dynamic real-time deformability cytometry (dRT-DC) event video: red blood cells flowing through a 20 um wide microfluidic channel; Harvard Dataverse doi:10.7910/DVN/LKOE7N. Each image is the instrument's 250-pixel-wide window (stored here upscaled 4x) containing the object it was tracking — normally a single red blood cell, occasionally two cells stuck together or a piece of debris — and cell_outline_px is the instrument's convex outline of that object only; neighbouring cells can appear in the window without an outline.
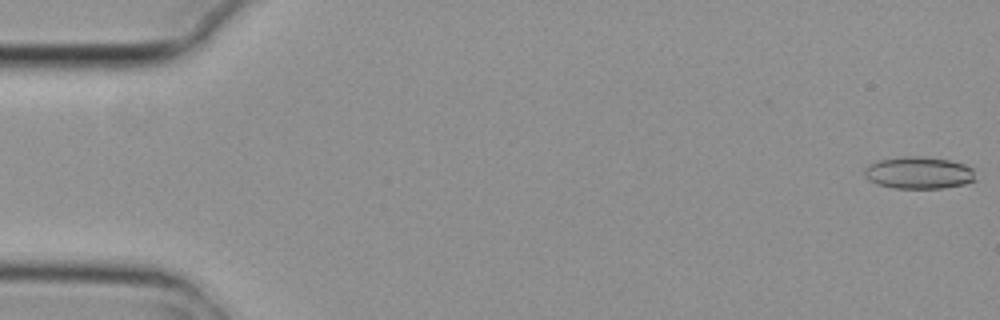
{"species": "common noctule bat (a hibernating species)", "species_latin": "Nyctalus noctula", "temperature_condition": "cold", "stored_images_in_passage": 6, "camera_frame_rate_fps": 3000, "um_per_image_px": 0.085, "animal": {"sex": "female", "body_mass_g": 29.2, "forearm_length_mm": 56.3}, "frame": {"image": 1, "passage_image": 1, "time_ms": 0.0, "image_size_px": [1000, 320], "cell_outline_px": [[976, 180], [964, 184], [944, 188], [892, 188], [876, 184], [868, 180], [864, 176], [864, 168], [868, 164], [876, 160], [900, 156], [924, 156], [948, 160], [964, 164], [972, 168]], "centroid_in_image_um": [78.04, 14.68], "position_along_channel_um": 7.0, "area_um2": 21.1}}
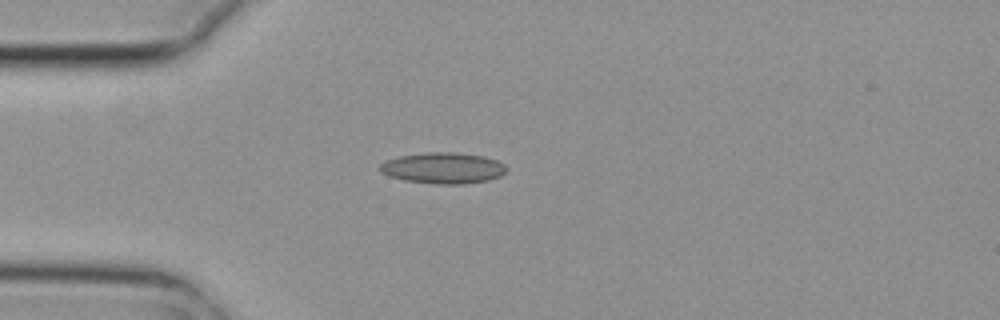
{"frame": {"image": 2, "passage_image": 5, "time_ms": 1.333, "image_size_px": [1000, 320], "cell_outline_px": [[508, 168], [500, 176], [488, 180], [464, 184], [436, 184], [404, 180], [388, 176], [380, 172], [380, 164], [388, 160], [400, 156], [428, 152], [452, 152], [484, 156], [496, 160], [504, 164]], "centroid_in_image_um": [37.67, 14.29], "position_along_channel_um": 47.3, "area_um2": 22.83}}